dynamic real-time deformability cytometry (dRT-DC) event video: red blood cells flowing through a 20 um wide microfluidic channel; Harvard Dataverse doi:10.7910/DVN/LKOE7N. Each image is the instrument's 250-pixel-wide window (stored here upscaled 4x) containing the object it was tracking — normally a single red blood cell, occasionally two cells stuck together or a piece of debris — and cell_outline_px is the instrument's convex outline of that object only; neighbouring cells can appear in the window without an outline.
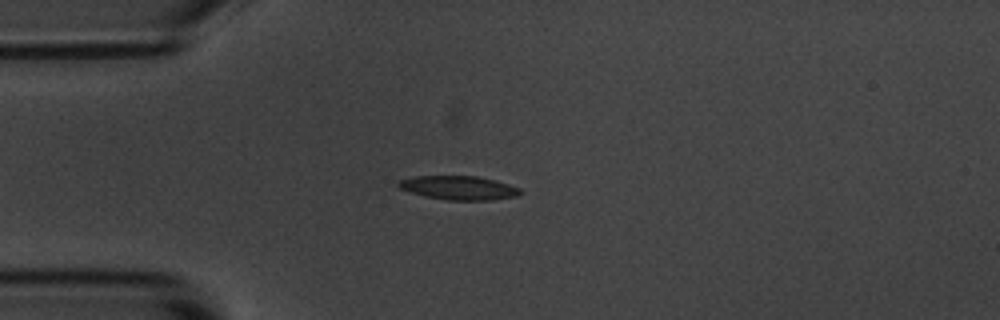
{"species": "common noctule bat (a hibernating species)", "species_latin": "Nyctalus noctula", "temperature_condition": "room temperature", "stored_images_in_passage": 5, "camera_frame_rate_fps": 3000, "um_per_image_px": 0.085, "animal": {"sex": "male", "body_mass_g": 20.1, "forearm_length_mm": 53.5}, "frame": {"image": 1, "passage_image": 5, "time_ms": 4.667, "image_size_px": [1000, 320], "cell_outline_px": [[524, 192], [516, 196], [492, 200], [448, 200], [424, 196], [400, 188], [396, 184], [396, 180], [416, 176], [476, 176], [508, 184], [520, 188]], "centroid_in_image_um": [38.98, 15.96], "position_along_channel_um": 46.0, "area_um2": 16.88}}